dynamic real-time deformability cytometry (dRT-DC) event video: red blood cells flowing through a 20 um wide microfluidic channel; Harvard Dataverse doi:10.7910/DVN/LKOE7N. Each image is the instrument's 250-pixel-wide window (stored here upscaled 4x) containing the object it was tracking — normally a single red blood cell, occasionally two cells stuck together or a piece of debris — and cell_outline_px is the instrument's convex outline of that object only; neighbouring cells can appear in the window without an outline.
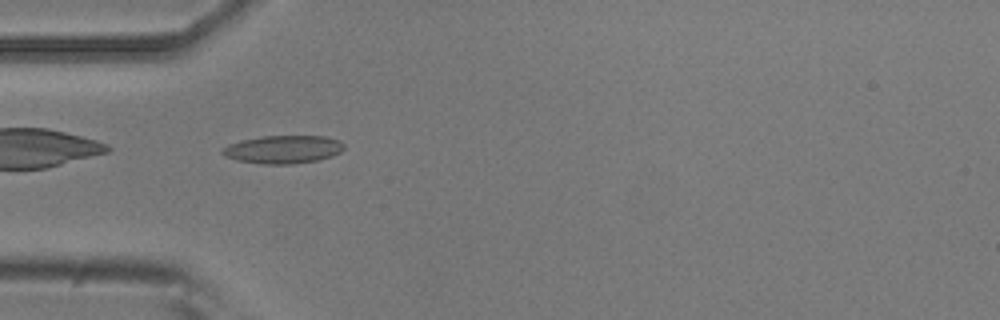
{"species": "common noctule bat (a hibernating species)", "species_latin": "Nyctalus noctula", "temperature_condition": "room temperature", "stored_images_in_passage": 39, "camera_frame_rate_fps": 3000, "um_per_image_px": 0.085, "animal": {"sex": "male", "body_mass_g": 20.5, "forearm_length_mm": 52.5}, "frame": {"image": 1, "passage_image": 1, "time_ms": 0.0, "image_size_px": [1000, 320], "cell_outline_px": [[344, 148], [340, 152], [332, 156], [316, 160], [292, 164], [260, 164], [236, 160], [224, 156], [220, 152], [228, 144], [244, 140], [264, 136], [324, 136], [340, 140], [344, 144]], "centroid_in_image_um": [24.07, 12.7], "position_along_channel_um": 60.9, "area_um2": 19.83}}
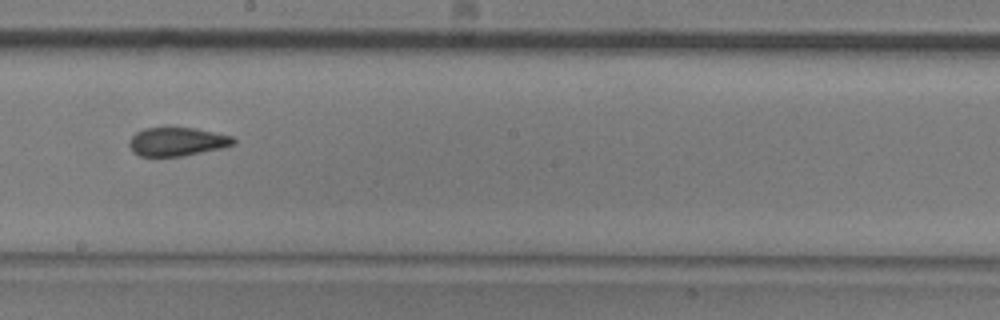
{"frame": {"image": 2, "passage_image": 15, "time_ms": 4.667, "image_size_px": [1000, 320], "cell_outline_px": [[236, 144], [224, 148], [180, 156], [140, 156], [132, 152], [128, 144], [128, 140], [136, 132], [144, 128], [168, 124], [196, 128], [232, 136], [236, 140]], "centroid_in_image_um": [15.03, 11.99], "position_along_channel_um": 233.2, "area_um2": 18.21}}
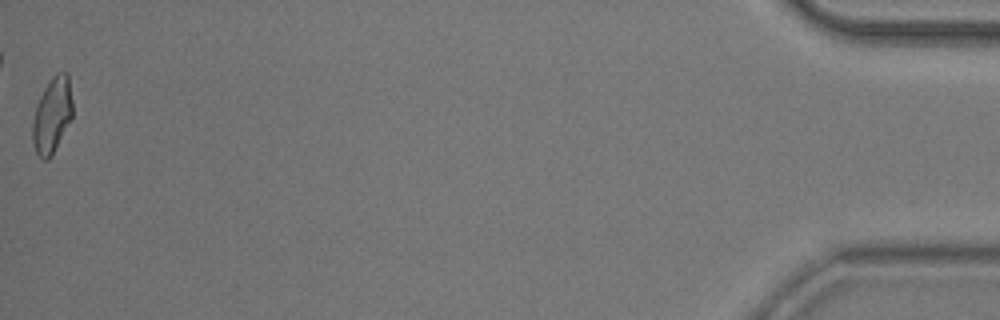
{"frame": {"image": 3, "passage_image": 39, "time_ms": 12.667, "image_size_px": [1000, 320], "cell_outline_px": [[72, 116], [52, 156], [48, 160], [44, 160], [36, 152], [32, 140], [32, 124], [36, 104], [44, 88], [52, 76], [56, 72], [68, 72], [72, 100]], "centroid_in_image_um": [4.42, 9.77], "position_along_channel_um": 430.8, "area_um2": 17.63}, "authors_computed_cell_mechanics": {"area_um2": 17.8602, "velocity_mm_per_s": 3.705, "shape_relaxation_time_tau1_ms": 6.7208, "shape_relaxation_time_tau2_ms": 2.0567, "deformation_change_tau1": 0.1633, "deformation_change_tau2": 0.099}}